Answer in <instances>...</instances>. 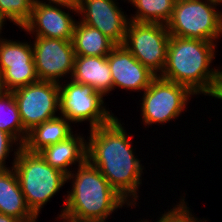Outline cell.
Segmentation results:
<instances>
[{
	"label": "cell",
	"mask_w": 222,
	"mask_h": 222,
	"mask_svg": "<svg viewBox=\"0 0 222 222\" xmlns=\"http://www.w3.org/2000/svg\"><path fill=\"white\" fill-rule=\"evenodd\" d=\"M115 116L108 124L89 130L87 160L107 179L110 185L130 204L137 206L145 166L135 155L132 134H128ZM128 134V136H127Z\"/></svg>",
	"instance_id": "cell-1"
},
{
	"label": "cell",
	"mask_w": 222,
	"mask_h": 222,
	"mask_svg": "<svg viewBox=\"0 0 222 222\" xmlns=\"http://www.w3.org/2000/svg\"><path fill=\"white\" fill-rule=\"evenodd\" d=\"M76 168L67 175V183L70 181L72 188L64 195L65 204L57 216L77 221L107 222L118 209L130 208V204L88 160Z\"/></svg>",
	"instance_id": "cell-2"
},
{
	"label": "cell",
	"mask_w": 222,
	"mask_h": 222,
	"mask_svg": "<svg viewBox=\"0 0 222 222\" xmlns=\"http://www.w3.org/2000/svg\"><path fill=\"white\" fill-rule=\"evenodd\" d=\"M217 45L200 39L170 36L166 65L160 77L187 86L197 96H211L217 82L218 68L212 67Z\"/></svg>",
	"instance_id": "cell-3"
},
{
	"label": "cell",
	"mask_w": 222,
	"mask_h": 222,
	"mask_svg": "<svg viewBox=\"0 0 222 222\" xmlns=\"http://www.w3.org/2000/svg\"><path fill=\"white\" fill-rule=\"evenodd\" d=\"M14 171L31 212L38 218L44 205L67 183V175L51 167L39 152L23 146L14 161Z\"/></svg>",
	"instance_id": "cell-4"
},
{
	"label": "cell",
	"mask_w": 222,
	"mask_h": 222,
	"mask_svg": "<svg viewBox=\"0 0 222 222\" xmlns=\"http://www.w3.org/2000/svg\"><path fill=\"white\" fill-rule=\"evenodd\" d=\"M218 5L209 0H176L166 24L169 34L217 43L222 37V10Z\"/></svg>",
	"instance_id": "cell-5"
},
{
	"label": "cell",
	"mask_w": 222,
	"mask_h": 222,
	"mask_svg": "<svg viewBox=\"0 0 222 222\" xmlns=\"http://www.w3.org/2000/svg\"><path fill=\"white\" fill-rule=\"evenodd\" d=\"M141 95L140 116L145 128L177 120L182 112H187L185 109H188L190 99L195 96L187 86L160 76H156Z\"/></svg>",
	"instance_id": "cell-6"
},
{
	"label": "cell",
	"mask_w": 222,
	"mask_h": 222,
	"mask_svg": "<svg viewBox=\"0 0 222 222\" xmlns=\"http://www.w3.org/2000/svg\"><path fill=\"white\" fill-rule=\"evenodd\" d=\"M59 87V114L72 124L88 121L89 129H92L108 124L115 117L106 107L104 97L90 85L66 79Z\"/></svg>",
	"instance_id": "cell-7"
},
{
	"label": "cell",
	"mask_w": 222,
	"mask_h": 222,
	"mask_svg": "<svg viewBox=\"0 0 222 222\" xmlns=\"http://www.w3.org/2000/svg\"><path fill=\"white\" fill-rule=\"evenodd\" d=\"M170 34L165 24L129 20L123 46L156 76L166 65Z\"/></svg>",
	"instance_id": "cell-8"
},
{
	"label": "cell",
	"mask_w": 222,
	"mask_h": 222,
	"mask_svg": "<svg viewBox=\"0 0 222 222\" xmlns=\"http://www.w3.org/2000/svg\"><path fill=\"white\" fill-rule=\"evenodd\" d=\"M12 92L18 105L23 127L27 132L60 115L58 114L60 112L59 83L38 81L19 87Z\"/></svg>",
	"instance_id": "cell-9"
},
{
	"label": "cell",
	"mask_w": 222,
	"mask_h": 222,
	"mask_svg": "<svg viewBox=\"0 0 222 222\" xmlns=\"http://www.w3.org/2000/svg\"><path fill=\"white\" fill-rule=\"evenodd\" d=\"M33 39V59L39 81L61 83L66 78L71 79L76 56L72 41L43 37Z\"/></svg>",
	"instance_id": "cell-10"
},
{
	"label": "cell",
	"mask_w": 222,
	"mask_h": 222,
	"mask_svg": "<svg viewBox=\"0 0 222 222\" xmlns=\"http://www.w3.org/2000/svg\"><path fill=\"white\" fill-rule=\"evenodd\" d=\"M0 73L8 91L39 81L31 40L0 38Z\"/></svg>",
	"instance_id": "cell-11"
},
{
	"label": "cell",
	"mask_w": 222,
	"mask_h": 222,
	"mask_svg": "<svg viewBox=\"0 0 222 222\" xmlns=\"http://www.w3.org/2000/svg\"><path fill=\"white\" fill-rule=\"evenodd\" d=\"M66 8L68 11H65ZM70 13H74L76 17L77 8L59 4L34 3L31 17L21 29L26 34H32L31 37L72 40L77 20Z\"/></svg>",
	"instance_id": "cell-12"
},
{
	"label": "cell",
	"mask_w": 222,
	"mask_h": 222,
	"mask_svg": "<svg viewBox=\"0 0 222 222\" xmlns=\"http://www.w3.org/2000/svg\"><path fill=\"white\" fill-rule=\"evenodd\" d=\"M116 1L79 0L77 16H80L78 20L82 23L100 30L115 45H122L129 17Z\"/></svg>",
	"instance_id": "cell-13"
},
{
	"label": "cell",
	"mask_w": 222,
	"mask_h": 222,
	"mask_svg": "<svg viewBox=\"0 0 222 222\" xmlns=\"http://www.w3.org/2000/svg\"><path fill=\"white\" fill-rule=\"evenodd\" d=\"M113 90L144 92L156 75L142 65L123 45H116L107 55Z\"/></svg>",
	"instance_id": "cell-14"
},
{
	"label": "cell",
	"mask_w": 222,
	"mask_h": 222,
	"mask_svg": "<svg viewBox=\"0 0 222 222\" xmlns=\"http://www.w3.org/2000/svg\"><path fill=\"white\" fill-rule=\"evenodd\" d=\"M71 79L90 85L103 97L113 91V80L107 56H75Z\"/></svg>",
	"instance_id": "cell-15"
},
{
	"label": "cell",
	"mask_w": 222,
	"mask_h": 222,
	"mask_svg": "<svg viewBox=\"0 0 222 222\" xmlns=\"http://www.w3.org/2000/svg\"><path fill=\"white\" fill-rule=\"evenodd\" d=\"M39 153L51 167L69 175L73 165L79 166L87 160V139L83 134L75 133L66 140L46 146Z\"/></svg>",
	"instance_id": "cell-16"
},
{
	"label": "cell",
	"mask_w": 222,
	"mask_h": 222,
	"mask_svg": "<svg viewBox=\"0 0 222 222\" xmlns=\"http://www.w3.org/2000/svg\"><path fill=\"white\" fill-rule=\"evenodd\" d=\"M0 213L22 222H37V217L26 204L14 168L0 170Z\"/></svg>",
	"instance_id": "cell-17"
},
{
	"label": "cell",
	"mask_w": 222,
	"mask_h": 222,
	"mask_svg": "<svg viewBox=\"0 0 222 222\" xmlns=\"http://www.w3.org/2000/svg\"><path fill=\"white\" fill-rule=\"evenodd\" d=\"M72 127L71 122L59 115L29 131L23 147L30 152H39L46 146L56 144L72 136L74 133Z\"/></svg>",
	"instance_id": "cell-18"
},
{
	"label": "cell",
	"mask_w": 222,
	"mask_h": 222,
	"mask_svg": "<svg viewBox=\"0 0 222 222\" xmlns=\"http://www.w3.org/2000/svg\"><path fill=\"white\" fill-rule=\"evenodd\" d=\"M72 45L75 55L107 56L116 46L100 30L77 21L74 27Z\"/></svg>",
	"instance_id": "cell-19"
},
{
	"label": "cell",
	"mask_w": 222,
	"mask_h": 222,
	"mask_svg": "<svg viewBox=\"0 0 222 222\" xmlns=\"http://www.w3.org/2000/svg\"><path fill=\"white\" fill-rule=\"evenodd\" d=\"M176 0H129L136 9L129 15V20L136 22H148L167 24L172 16Z\"/></svg>",
	"instance_id": "cell-20"
},
{
	"label": "cell",
	"mask_w": 222,
	"mask_h": 222,
	"mask_svg": "<svg viewBox=\"0 0 222 222\" xmlns=\"http://www.w3.org/2000/svg\"><path fill=\"white\" fill-rule=\"evenodd\" d=\"M0 130L11 135L21 146L24 145L28 136L12 91L0 97Z\"/></svg>",
	"instance_id": "cell-21"
},
{
	"label": "cell",
	"mask_w": 222,
	"mask_h": 222,
	"mask_svg": "<svg viewBox=\"0 0 222 222\" xmlns=\"http://www.w3.org/2000/svg\"><path fill=\"white\" fill-rule=\"evenodd\" d=\"M33 0H0V16L20 29L31 17Z\"/></svg>",
	"instance_id": "cell-22"
},
{
	"label": "cell",
	"mask_w": 222,
	"mask_h": 222,
	"mask_svg": "<svg viewBox=\"0 0 222 222\" xmlns=\"http://www.w3.org/2000/svg\"><path fill=\"white\" fill-rule=\"evenodd\" d=\"M181 198V199H180ZM179 201L176 203L171 204L173 206L172 209L170 207V210L167 209V211L164 210V213L159 215L157 221L155 222H206L207 219L203 218V221L201 218L196 217L190 209V206L188 202L186 201L185 197L180 196ZM189 206V207H188Z\"/></svg>",
	"instance_id": "cell-23"
},
{
	"label": "cell",
	"mask_w": 222,
	"mask_h": 222,
	"mask_svg": "<svg viewBox=\"0 0 222 222\" xmlns=\"http://www.w3.org/2000/svg\"><path fill=\"white\" fill-rule=\"evenodd\" d=\"M14 145V146H13ZM17 146V147H16ZM22 146L8 133L0 130V170L10 169L14 166L15 158ZM14 150V151H13ZM13 154V162L11 167L8 164L6 165L7 157H9L10 152Z\"/></svg>",
	"instance_id": "cell-24"
},
{
	"label": "cell",
	"mask_w": 222,
	"mask_h": 222,
	"mask_svg": "<svg viewBox=\"0 0 222 222\" xmlns=\"http://www.w3.org/2000/svg\"><path fill=\"white\" fill-rule=\"evenodd\" d=\"M34 3H42V4H59L68 7H78L79 0H33Z\"/></svg>",
	"instance_id": "cell-25"
},
{
	"label": "cell",
	"mask_w": 222,
	"mask_h": 222,
	"mask_svg": "<svg viewBox=\"0 0 222 222\" xmlns=\"http://www.w3.org/2000/svg\"><path fill=\"white\" fill-rule=\"evenodd\" d=\"M218 72H217V82L214 89L213 94L210 97H214L215 99H220L222 102V66H218Z\"/></svg>",
	"instance_id": "cell-26"
},
{
	"label": "cell",
	"mask_w": 222,
	"mask_h": 222,
	"mask_svg": "<svg viewBox=\"0 0 222 222\" xmlns=\"http://www.w3.org/2000/svg\"><path fill=\"white\" fill-rule=\"evenodd\" d=\"M0 222H22V221L15 217L0 213Z\"/></svg>",
	"instance_id": "cell-27"
},
{
	"label": "cell",
	"mask_w": 222,
	"mask_h": 222,
	"mask_svg": "<svg viewBox=\"0 0 222 222\" xmlns=\"http://www.w3.org/2000/svg\"><path fill=\"white\" fill-rule=\"evenodd\" d=\"M57 221L58 219H60L59 221L60 222H88V221H77V220H73V219H70L66 216H63V215H58L57 218H55Z\"/></svg>",
	"instance_id": "cell-28"
},
{
	"label": "cell",
	"mask_w": 222,
	"mask_h": 222,
	"mask_svg": "<svg viewBox=\"0 0 222 222\" xmlns=\"http://www.w3.org/2000/svg\"><path fill=\"white\" fill-rule=\"evenodd\" d=\"M8 90L5 88L2 74L0 73V97L3 96Z\"/></svg>",
	"instance_id": "cell-29"
},
{
	"label": "cell",
	"mask_w": 222,
	"mask_h": 222,
	"mask_svg": "<svg viewBox=\"0 0 222 222\" xmlns=\"http://www.w3.org/2000/svg\"><path fill=\"white\" fill-rule=\"evenodd\" d=\"M5 20L0 16V38L2 37V30H4L3 28V26L5 25Z\"/></svg>",
	"instance_id": "cell-30"
},
{
	"label": "cell",
	"mask_w": 222,
	"mask_h": 222,
	"mask_svg": "<svg viewBox=\"0 0 222 222\" xmlns=\"http://www.w3.org/2000/svg\"><path fill=\"white\" fill-rule=\"evenodd\" d=\"M209 1H213V2L222 6V0H209Z\"/></svg>",
	"instance_id": "cell-31"
},
{
	"label": "cell",
	"mask_w": 222,
	"mask_h": 222,
	"mask_svg": "<svg viewBox=\"0 0 222 222\" xmlns=\"http://www.w3.org/2000/svg\"><path fill=\"white\" fill-rule=\"evenodd\" d=\"M136 222H149V220H148V219H145V220H144V218H143V220H142V219H141V221H139V220L137 221V220H136Z\"/></svg>",
	"instance_id": "cell-32"
}]
</instances>
